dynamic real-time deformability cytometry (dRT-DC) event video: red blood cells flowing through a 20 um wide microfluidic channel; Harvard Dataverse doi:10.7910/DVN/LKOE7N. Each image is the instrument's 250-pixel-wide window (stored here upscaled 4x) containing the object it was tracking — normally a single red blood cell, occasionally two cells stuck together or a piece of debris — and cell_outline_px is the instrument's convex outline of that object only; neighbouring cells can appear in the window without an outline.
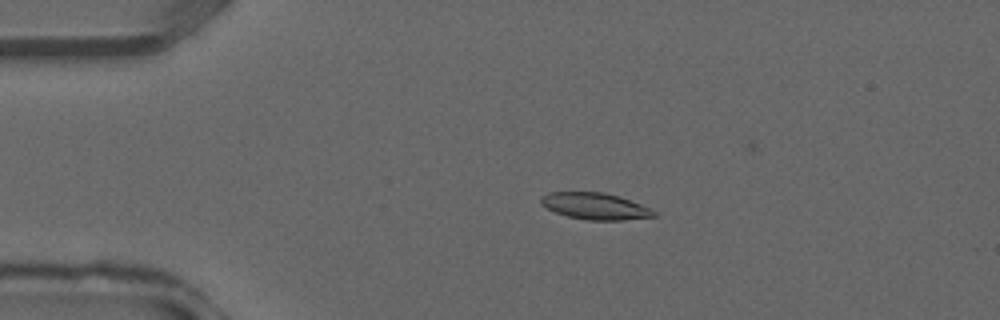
{"species": "common noctule bat (a hibernating species)", "species_latin": "Nyctalus noctula", "temperature_condition": "warm", "stored_images_in_passage": 36, "camera_frame_rate_fps": 3000, "um_per_image_px": 0.085, "animal": {"sex": "male", "forearm_length_mm": 52.5}, "frame": {"image": 1, "passage_image": 7, "time_ms": 2.0, "image_size_px": [1000, 320], "cell_outline_px": [[656, 216], [624, 220], [588, 220], [568, 216], [556, 212], [540, 204], [540, 196], [548, 192], [604, 192], [620, 196], [640, 204], [656, 212]], "centroid_in_image_um": [50.56, 17.51], "position_along_channel_um": 34.4, "area_um2": 17.46}}
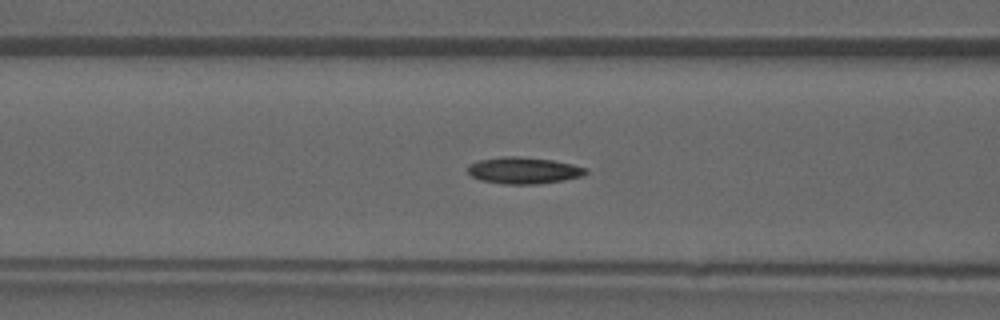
{"frame": {"image": 2, "passage_image": 14, "time_ms": 4.333, "image_size_px": [1000, 320], "cell_outline_px": [[588, 172], [580, 176], [564, 180], [536, 184], [504, 184], [480, 180], [472, 176], [468, 172], [468, 164], [480, 160], [504, 156], [516, 156], [552, 160], [572, 164], [588, 168]], "centroid_in_image_um": [44.5, 14.49], "position_along_channel_um": 122.1, "area_um2": 18.21}}
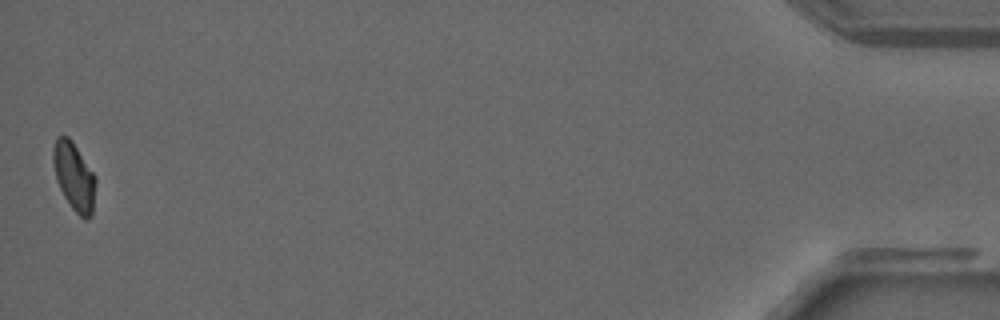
{"frame": {"image": 3, "passage_image": 36, "time_ms": 11.667, "image_size_px": [1000, 320], "cell_outline_px": [[96, 184], [92, 216], [88, 220], [84, 220], [72, 208], [64, 196], [56, 180], [52, 160], [52, 148], [56, 136], [68, 136], [72, 140], [96, 176]], "centroid_in_image_um": [6.3, 15.0], "position_along_channel_um": 428.9, "area_um2": 17.17}}